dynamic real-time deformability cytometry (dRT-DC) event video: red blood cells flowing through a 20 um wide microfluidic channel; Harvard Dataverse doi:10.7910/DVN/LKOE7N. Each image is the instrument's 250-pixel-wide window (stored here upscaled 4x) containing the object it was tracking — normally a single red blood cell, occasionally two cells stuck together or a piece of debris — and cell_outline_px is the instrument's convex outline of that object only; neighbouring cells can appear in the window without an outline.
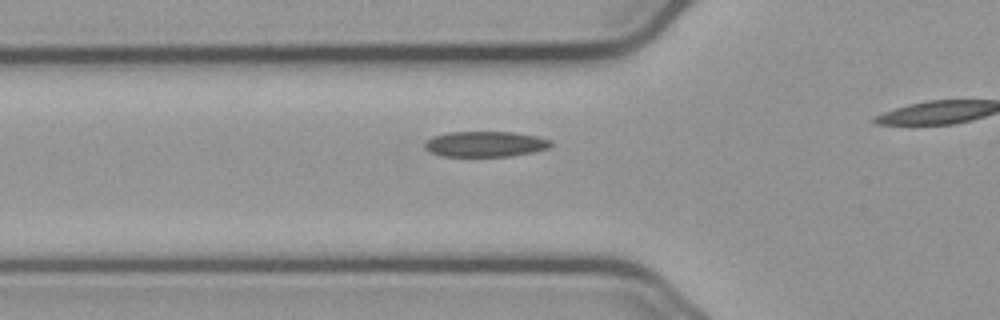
{"species": "common noctule bat (a hibernating species)", "species_latin": "Nyctalus noctula", "temperature_condition": "cold", "stored_images_in_passage": 24, "camera_frame_rate_fps": 3000, "um_per_image_px": 0.085, "animal": {"sex": "male", "body_mass_g": 23.1, "forearm_length_mm": 52.7}, "frame": {"image": 1, "passage_image": 2, "time_ms": 0.333, "image_size_px": [1000, 320], "cell_outline_px": [[552, 144], [548, 148], [532, 152], [512, 156], [440, 156], [424, 148], [424, 144], [432, 136], [448, 132], [512, 132], [536, 136], [552, 140]], "centroid_in_image_um": [41.24, 12.24], "position_along_channel_um": 84.6, "area_um2": 18.73}}
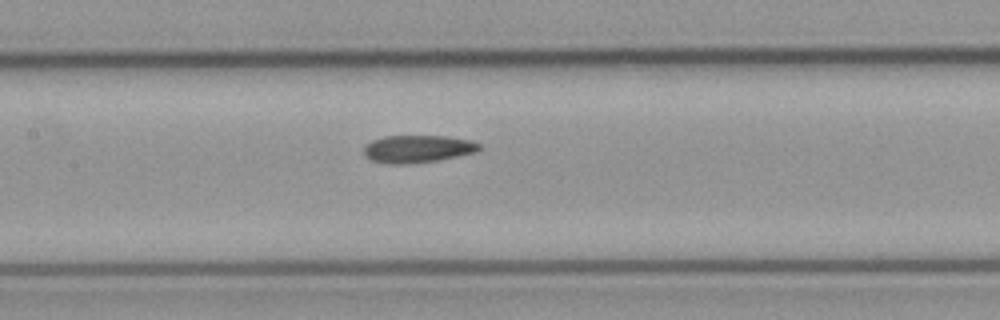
{"frame": {"image": 2, "passage_image": 9, "time_ms": 2.667, "image_size_px": [1000, 320], "cell_outline_px": [[484, 148], [476, 152], [436, 160], [408, 164], [384, 164], [372, 160], [364, 156], [364, 148], [372, 140], [384, 136], [444, 136], [472, 140], [480, 144]], "centroid_in_image_um": [35.51, 12.65], "position_along_channel_um": 171.9, "area_um2": 18.55}}
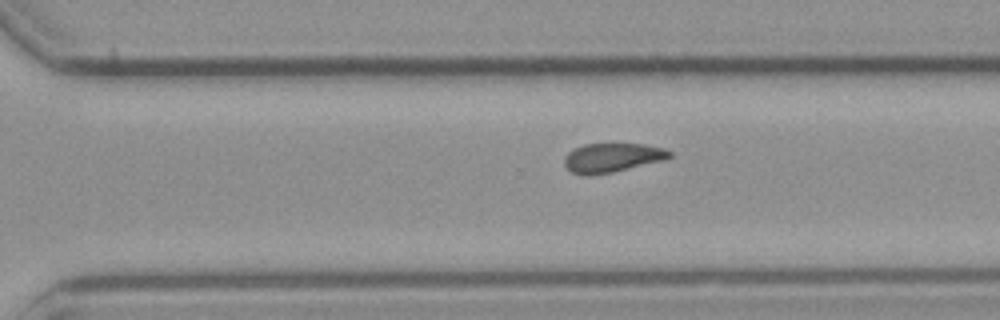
{"frame": {"image": 3, "passage_image": 21, "time_ms": 6.667, "image_size_px": [1000, 320], "cell_outline_px": [[672, 156], [664, 160], [612, 172], [572, 172], [564, 164], [564, 156], [572, 148], [584, 144], [644, 144], [664, 148], [672, 152]], "centroid_in_image_um": [52.08, 13.35], "position_along_channel_um": 318.5, "area_um2": 17.28}}